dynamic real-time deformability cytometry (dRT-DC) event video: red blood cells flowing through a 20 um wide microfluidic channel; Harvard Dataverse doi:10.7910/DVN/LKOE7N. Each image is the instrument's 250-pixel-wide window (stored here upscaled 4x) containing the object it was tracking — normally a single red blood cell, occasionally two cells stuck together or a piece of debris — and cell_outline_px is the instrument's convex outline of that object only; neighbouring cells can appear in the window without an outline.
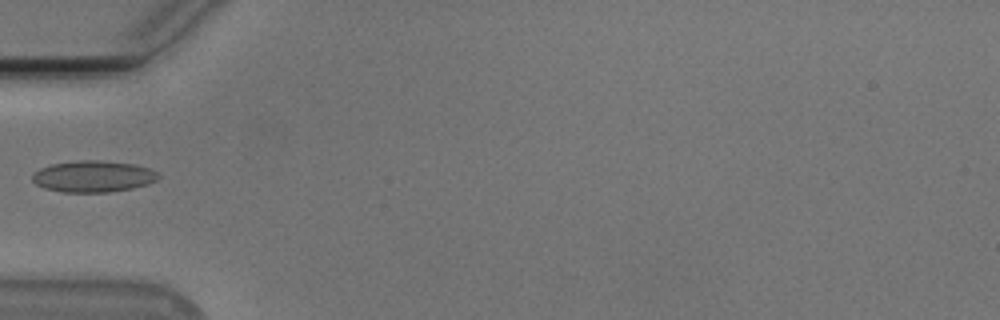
{"species": "Egyptian fruit bat (a non-hibernating species)", "species_latin": "Rousettus aegyptiacus", "temperature_condition": "cold", "stored_images_in_passage": 22, "camera_frame_rate_fps": 3000, "um_per_image_px": 0.085, "animal": {"sex": "male"}, "frame": {"image": 1, "passage_image": 1, "time_ms": 0.0, "image_size_px": [1000, 320], "cell_outline_px": [[160, 176], [156, 180], [148, 184], [132, 188], [108, 192], [60, 192], [44, 188], [36, 184], [32, 180], [32, 172], [40, 168], [52, 164], [76, 160], [100, 160], [132, 164], [148, 168], [156, 172]], "centroid_in_image_um": [7.88, 14.99], "position_along_channel_um": 77.1, "area_um2": 23.12}}
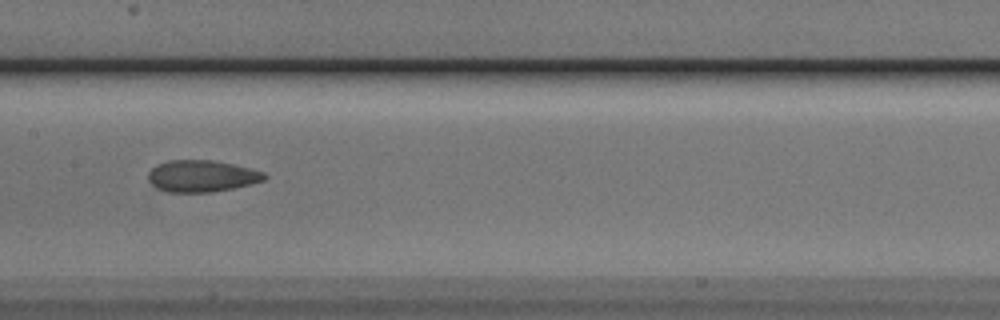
{"frame": {"image": 2, "passage_image": 10, "time_ms": 3.0, "image_size_px": [1000, 320], "cell_outline_px": [[268, 176], [264, 180], [232, 188], [212, 192], [168, 192], [156, 188], [148, 180], [148, 172], [152, 168], [168, 160], [212, 160], [232, 164], [264, 172]], "centroid_in_image_um": [17.12, 14.97], "position_along_channel_um": 190.3, "area_um2": 21.27}}
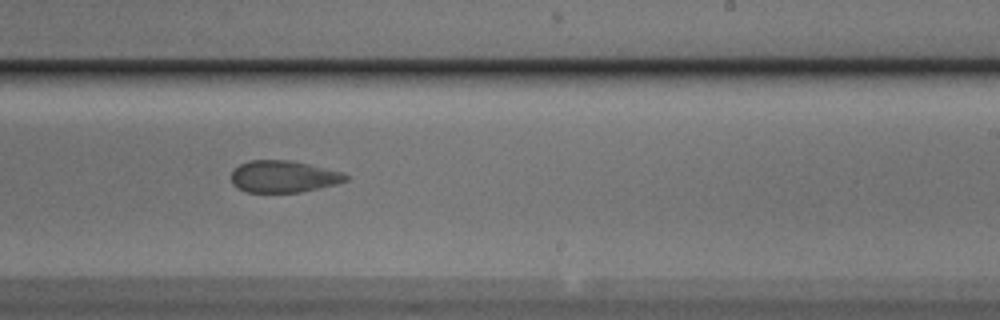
{"frame": {"image": 3, "passage_image": 16, "time_ms": 5.0, "image_size_px": [1000, 320], "cell_outline_px": [[348, 180], [336, 184], [320, 188], [300, 192], [248, 192], [236, 188], [232, 184], [232, 172], [240, 164], [248, 160], [288, 160], [308, 164], [344, 172], [348, 176]], "centroid_in_image_um": [24.1, 15.01], "position_along_channel_um": 264.9, "area_um2": 21.27}}